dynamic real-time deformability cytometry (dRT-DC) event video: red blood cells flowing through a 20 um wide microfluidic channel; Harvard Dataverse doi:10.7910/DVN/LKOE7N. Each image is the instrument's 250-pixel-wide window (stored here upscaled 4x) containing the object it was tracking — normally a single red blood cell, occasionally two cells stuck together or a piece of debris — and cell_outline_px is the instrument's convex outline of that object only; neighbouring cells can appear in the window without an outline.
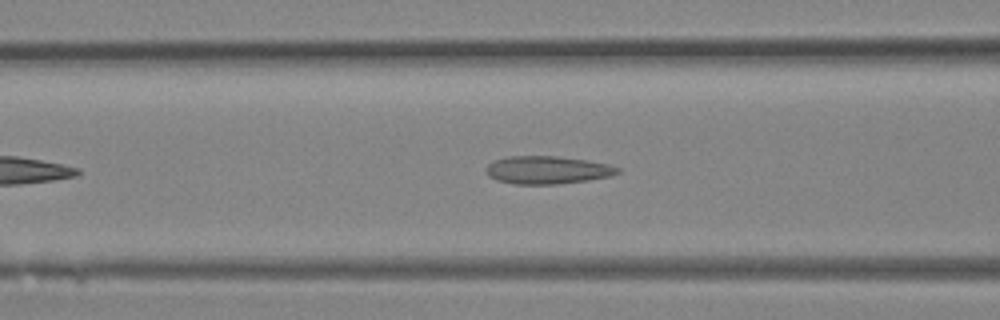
{"species": "Egyptian fruit bat (a non-hibernating species)", "species_latin": "Rousettus aegyptiacus", "temperature_condition": "room temperature", "stored_images_in_passage": 28, "camera_frame_rate_fps": 3000, "um_per_image_px": 0.085, "animal": {"sex": "female"}, "frame": {"image": 1, "passage_image": 7, "time_ms": 2.0, "image_size_px": [1000, 320], "cell_outline_px": [[620, 172], [612, 176], [588, 180], [556, 184], [512, 184], [496, 180], [488, 176], [484, 168], [488, 164], [496, 160], [508, 156], [556, 156], [588, 160], [612, 164], [620, 168]], "centroid_in_image_um": [46.54, 14.45], "position_along_channel_um": 120.1, "area_um2": 21.62}}
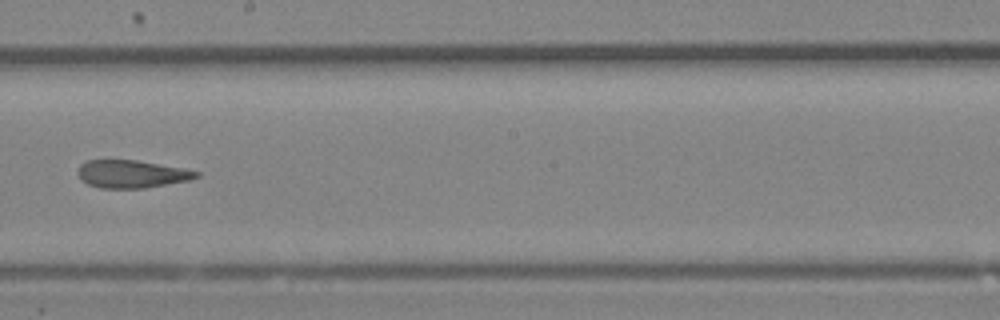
{"frame": {"image": 2, "passage_image": 13, "time_ms": 4.0, "image_size_px": [1000, 320], "cell_outline_px": [[200, 176], [192, 180], [144, 188], [100, 188], [88, 184], [80, 180], [76, 172], [80, 164], [88, 160], [136, 160], [184, 168], [200, 172]], "centroid_in_image_um": [11.19, 14.79], "position_along_channel_um": 237.0, "area_um2": 19.36}}
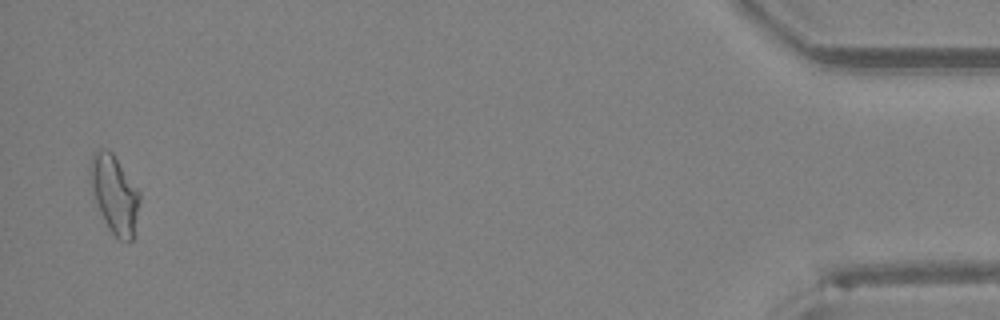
{"frame": {"image": 3, "passage_image": 27, "time_ms": 8.667, "image_size_px": [1000, 320], "cell_outline_px": [[140, 200], [132, 240], [120, 240], [108, 228], [100, 212], [92, 188], [88, 168], [92, 156], [100, 148], [108, 148], [112, 152], [140, 192]], "centroid_in_image_um": [9.73, 16.47], "position_along_channel_um": 425.5, "area_um2": 22.08}}